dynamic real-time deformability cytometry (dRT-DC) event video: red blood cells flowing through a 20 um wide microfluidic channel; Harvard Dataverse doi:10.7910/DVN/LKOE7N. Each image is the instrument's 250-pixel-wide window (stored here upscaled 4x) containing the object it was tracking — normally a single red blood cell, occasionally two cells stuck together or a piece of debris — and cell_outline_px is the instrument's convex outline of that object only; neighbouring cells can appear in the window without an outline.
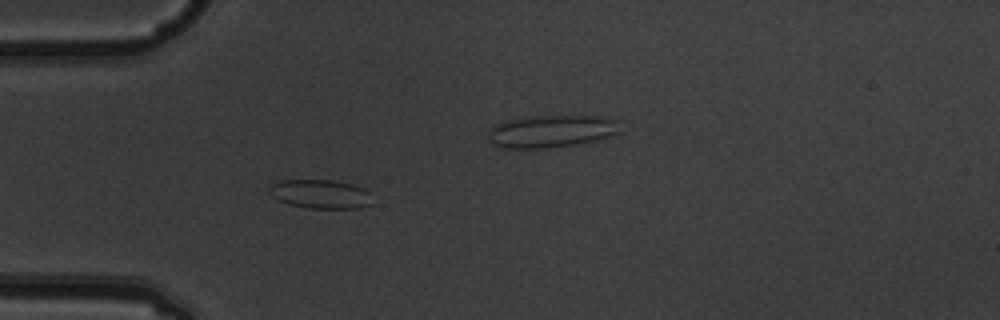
{"species": "common noctule bat (a hibernating species)", "species_latin": "Nyctalus noctula", "temperature_condition": "warm", "stored_images_in_passage": 6, "camera_frame_rate_fps": 3000, "um_per_image_px": 0.085, "animal": {"sex": "male", "body_mass_g": 19.5, "forearm_length_mm": 54.6}, "frame": {"image": 1, "passage_image": 5, "time_ms": 1.333, "image_size_px": [1000, 320], "cell_outline_px": [[368, 204], [360, 208], [308, 208], [288, 204], [276, 200], [268, 192], [268, 188], [272, 184], [280, 180], [332, 180], [352, 184], [364, 188], [368, 192]], "centroid_in_image_um": [27.14, 16.49], "position_along_channel_um": 57.9, "area_um2": 17.22}}